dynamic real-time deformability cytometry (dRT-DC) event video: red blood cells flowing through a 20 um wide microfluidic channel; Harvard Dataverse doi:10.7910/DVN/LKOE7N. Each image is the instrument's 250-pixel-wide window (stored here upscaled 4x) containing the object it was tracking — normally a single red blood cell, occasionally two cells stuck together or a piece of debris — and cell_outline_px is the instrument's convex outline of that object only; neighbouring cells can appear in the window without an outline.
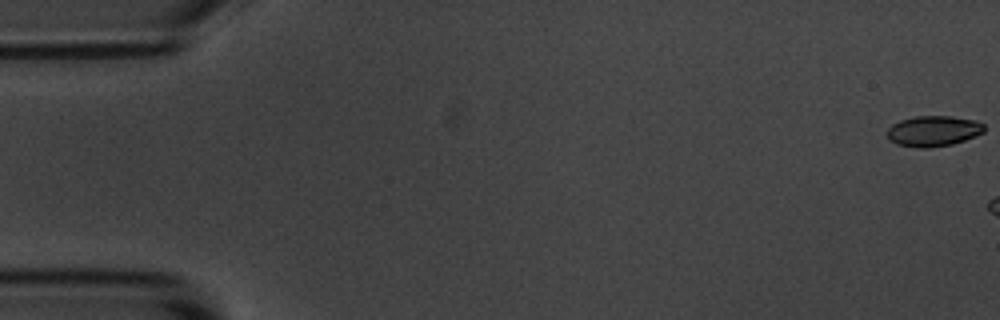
{"species": "common noctule bat (a hibernating species)", "species_latin": "Nyctalus noctula", "temperature_condition": "room temperature", "stored_images_in_passage": 4, "camera_frame_rate_fps": 3000, "um_per_image_px": 0.085, "animal": {"sex": "male", "body_mass_g": 20.1, "forearm_length_mm": 53.5}, "frame": {"image": 1, "passage_image": 1, "time_ms": 0.0, "image_size_px": [1000, 320], "cell_outline_px": [[984, 132], [964, 140], [952, 144], [928, 148], [916, 148], [896, 144], [888, 136], [888, 128], [892, 124], [900, 120], [916, 116], [952, 116], [976, 120], [984, 124]], "centroid_in_image_um": [79.34, 11.13], "position_along_channel_um": 5.7, "area_um2": 17.28}}